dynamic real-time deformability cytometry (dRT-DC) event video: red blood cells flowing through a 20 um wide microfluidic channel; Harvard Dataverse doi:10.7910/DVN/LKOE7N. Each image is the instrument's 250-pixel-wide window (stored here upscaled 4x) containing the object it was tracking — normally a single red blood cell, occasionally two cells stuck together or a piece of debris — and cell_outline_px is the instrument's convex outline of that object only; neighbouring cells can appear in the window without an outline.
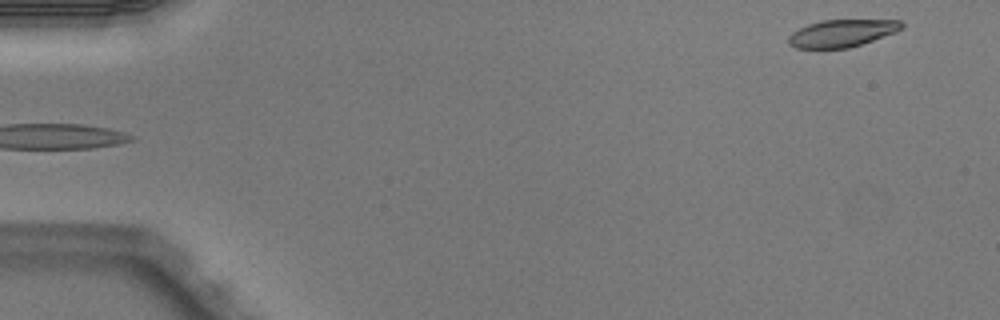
{"species": "Egyptian fruit bat (a non-hibernating species)", "species_latin": "Rousettus aegyptiacus", "temperature_condition": "warm", "stored_images_in_passage": 5, "camera_frame_rate_fps": 3000, "um_per_image_px": 0.085, "animal": {"sex": "male"}, "frame": {"image": 1, "passage_image": 5, "time_ms": 1.333, "image_size_px": [1000, 320], "cell_outline_px": [[904, 28], [896, 32], [848, 48], [796, 48], [788, 44], [788, 36], [792, 32], [808, 24], [820, 20], [900, 20], [904, 24]], "centroid_in_image_um": [71.55, 2.81], "position_along_channel_um": 13.4, "area_um2": 17.98}}